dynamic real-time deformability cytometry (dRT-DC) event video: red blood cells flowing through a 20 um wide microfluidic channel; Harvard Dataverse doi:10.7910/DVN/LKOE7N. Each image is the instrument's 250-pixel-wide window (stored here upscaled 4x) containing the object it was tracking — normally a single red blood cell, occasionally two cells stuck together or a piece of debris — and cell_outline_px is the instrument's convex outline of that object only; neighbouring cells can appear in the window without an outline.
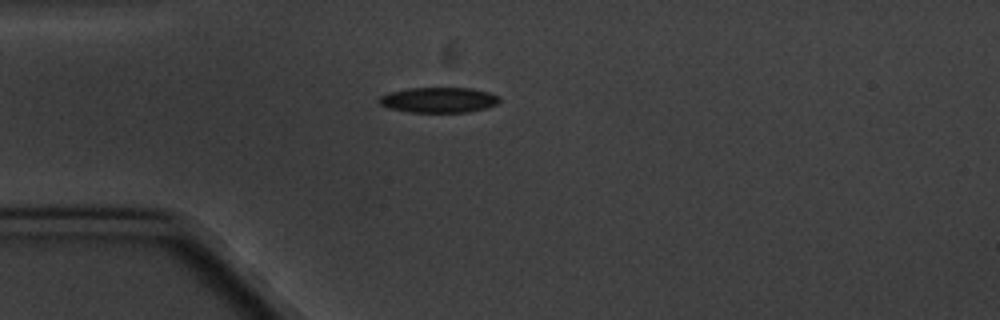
{"species": "common noctule bat (a hibernating species)", "species_latin": "Nyctalus noctula", "temperature_condition": "cold", "stored_images_in_passage": 8, "camera_frame_rate_fps": 3000, "um_per_image_px": 0.085, "animal": {"sex": "male", "body_mass_g": 20.1, "forearm_length_mm": 53.5}, "frame": {"image": 1, "passage_image": 1, "time_ms": 0.0, "image_size_px": [1000, 320], "cell_outline_px": [[500, 100], [496, 104], [484, 108], [468, 112], [408, 112], [388, 108], [380, 104], [376, 100], [380, 96], [388, 92], [408, 88], [472, 88], [488, 92], [500, 96]], "centroid_in_image_um": [37.25, 8.49], "position_along_channel_um": 47.8, "area_um2": 17.86}}
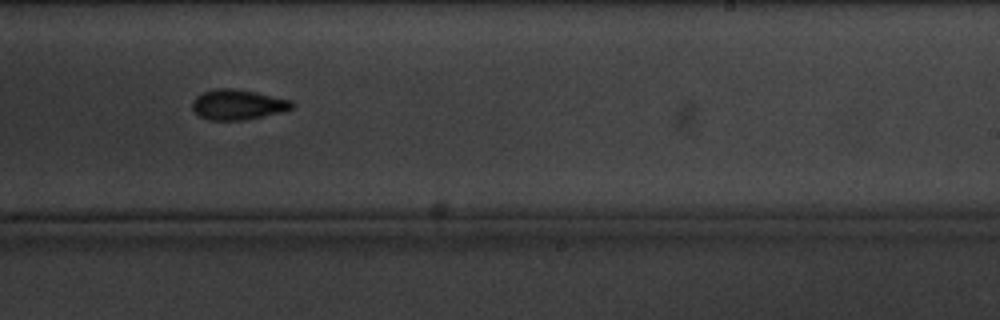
{"frame": {"image": 2, "passage_image": 7, "time_ms": 7.0, "image_size_px": [1000, 320], "cell_outline_px": [[296, 104], [292, 108], [284, 112], [244, 120], [208, 120], [200, 116], [192, 108], [192, 100], [196, 96], [204, 92], [216, 88], [232, 88], [256, 92], [292, 100]], "centroid_in_image_um": [20.24, 8.89], "position_along_channel_um": 268.8, "area_um2": 17.69}}